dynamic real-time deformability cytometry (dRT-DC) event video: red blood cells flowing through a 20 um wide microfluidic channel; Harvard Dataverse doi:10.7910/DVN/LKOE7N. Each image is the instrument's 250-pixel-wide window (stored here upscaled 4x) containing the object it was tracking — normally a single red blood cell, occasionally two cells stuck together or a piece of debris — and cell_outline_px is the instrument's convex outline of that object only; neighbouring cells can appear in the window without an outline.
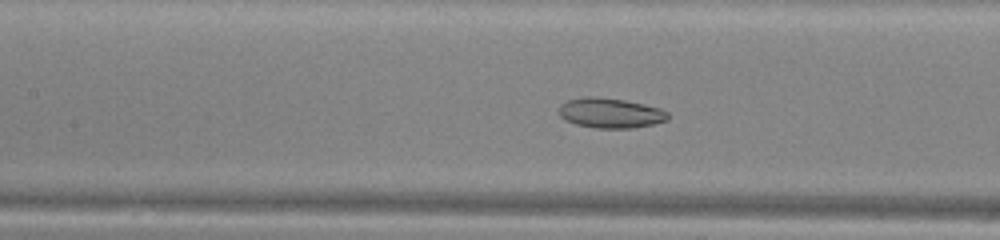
{"species": "common noctule bat (a hibernating species)", "species_latin": "Nyctalus noctula", "temperature_condition": "warm", "stored_images_in_passage": 44, "camera_frame_rate_fps": 3000, "um_per_image_px": 0.085, "animal": {"sex": "male", "body_mass_g": 13.0, "forearm_length_mm": 53.1}, "frame": {"image": 1, "passage_image": 16, "time_ms": 5.0, "image_size_px": [1000, 240], "cell_outline_px": [[668, 120], [652, 124], [632, 128], [596, 128], [576, 124], [564, 120], [560, 116], [560, 104], [568, 100], [584, 96], [592, 96], [624, 100], [644, 104], [660, 108], [668, 112]], "centroid_in_image_um": [51.87, 9.6], "position_along_channel_um": 155.5, "area_um2": 19.02}}
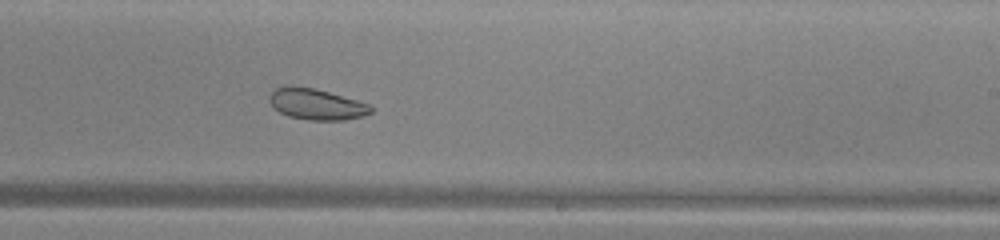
{"frame": {"image": 2, "passage_image": 24, "time_ms": 7.667, "image_size_px": [1000, 240], "cell_outline_px": [[372, 112], [364, 116], [344, 120], [308, 120], [288, 116], [280, 112], [268, 100], [268, 96], [276, 88], [284, 84], [292, 84], [312, 88], [328, 92], [372, 104]], "centroid_in_image_um": [26.89, 8.84], "position_along_channel_um": 262.1, "area_um2": 18.55}}
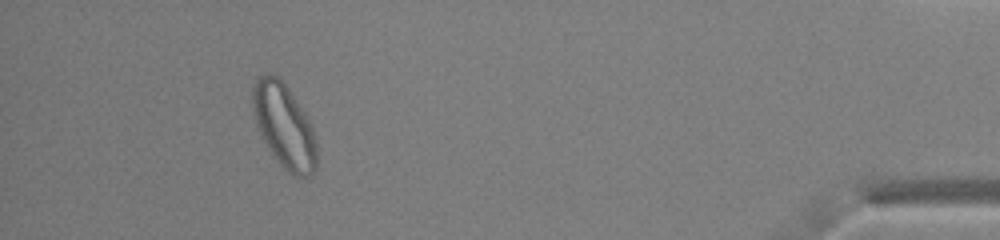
{"frame": {"image": 3, "passage_image": 40, "time_ms": 13.0, "image_size_px": [1000, 240], "cell_outline_px": [[316, 168], [312, 176], [292, 176], [276, 160], [268, 148], [256, 124], [252, 112], [252, 84], [256, 76], [264, 72], [268, 72], [280, 76], [288, 88], [308, 120], [312, 128], [316, 140]], "centroid_in_image_um": [24.11, 10.65], "position_along_channel_um": 411.1, "area_um2": 31.62}, "authors_computed_cell_mechanics": {"area_um2": 24.1315, "velocity_mm_per_s": 4.0135, "shape_relaxation_time_tau1_ms": null, "shape_relaxation_time_tau2_ms": 3.7158, "deformation_change_tau1": null, "deformation_change_tau2": 0.0895}}